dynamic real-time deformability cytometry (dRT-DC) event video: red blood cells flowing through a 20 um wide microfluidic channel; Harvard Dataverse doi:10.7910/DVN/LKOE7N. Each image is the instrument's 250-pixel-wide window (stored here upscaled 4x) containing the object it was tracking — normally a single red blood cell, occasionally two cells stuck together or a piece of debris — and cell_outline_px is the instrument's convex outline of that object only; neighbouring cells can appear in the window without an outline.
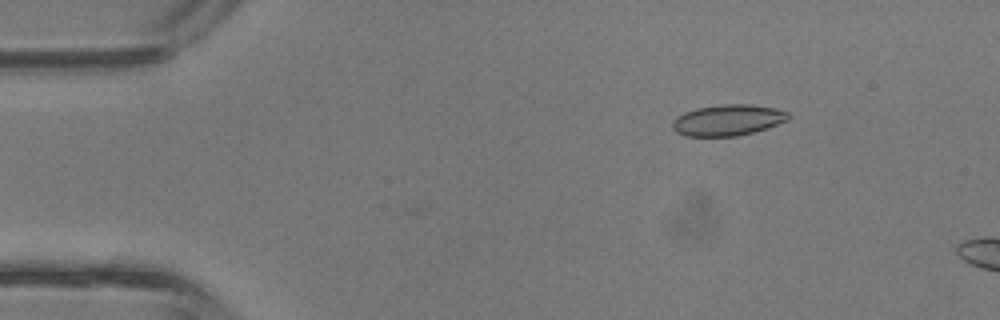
{"species": "common noctule bat (a hibernating species)", "species_latin": "Nyctalus noctula", "temperature_condition": "room temperature", "stored_images_in_passage": 41, "camera_frame_rate_fps": 3000, "um_per_image_px": 0.085, "animal": {"sex": "male", "body_mass_g": 13.3}, "frame": {"image": 1, "passage_image": 6, "time_ms": 1.667, "image_size_px": [1000, 320], "cell_outline_px": [[788, 120], [768, 128], [736, 136], [684, 136], [676, 132], [672, 128], [672, 120], [676, 116], [684, 112], [696, 108], [720, 104], [752, 104], [776, 108], [788, 112]], "centroid_in_image_um": [61.84, 10.2], "position_along_channel_um": 23.2, "area_um2": 21.15}}
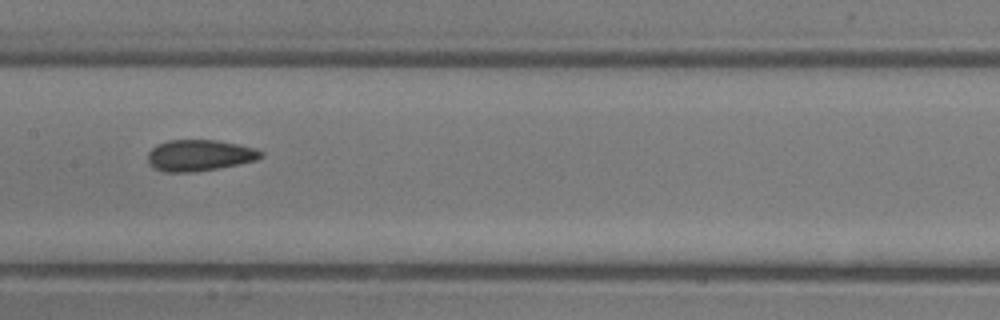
{"frame": {"image": 2, "passage_image": 21, "time_ms": 6.667, "image_size_px": [1000, 320], "cell_outline_px": [[264, 156], [256, 160], [216, 168], [192, 172], [164, 172], [152, 168], [148, 164], [148, 152], [156, 144], [168, 140], [216, 140], [256, 148], [264, 152]], "centroid_in_image_um": [16.92, 13.2], "position_along_channel_um": 190.5, "area_um2": 20.63}}
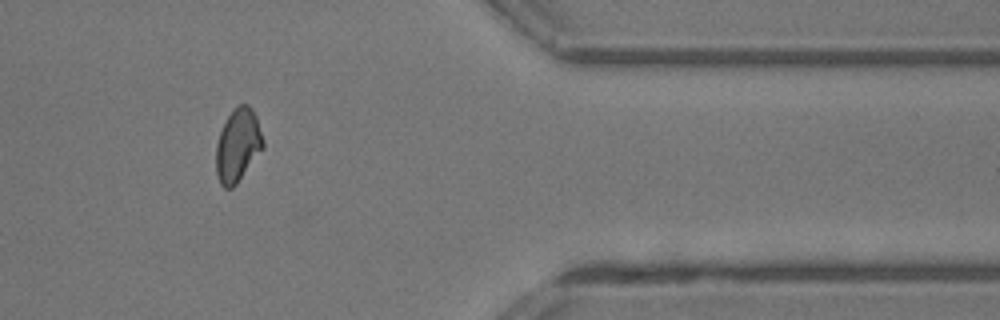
{"frame": {"image": 3, "passage_image": 35, "time_ms": 11.333, "image_size_px": [1000, 320], "cell_outline_px": [[264, 148], [236, 184], [232, 188], [224, 188], [220, 184], [216, 172], [216, 144], [220, 132], [228, 116], [240, 104], [248, 104], [252, 108], [256, 116], [264, 140]], "centroid_in_image_um": [20.22, 12.37], "position_along_channel_um": 391.2, "area_um2": 19.94}}